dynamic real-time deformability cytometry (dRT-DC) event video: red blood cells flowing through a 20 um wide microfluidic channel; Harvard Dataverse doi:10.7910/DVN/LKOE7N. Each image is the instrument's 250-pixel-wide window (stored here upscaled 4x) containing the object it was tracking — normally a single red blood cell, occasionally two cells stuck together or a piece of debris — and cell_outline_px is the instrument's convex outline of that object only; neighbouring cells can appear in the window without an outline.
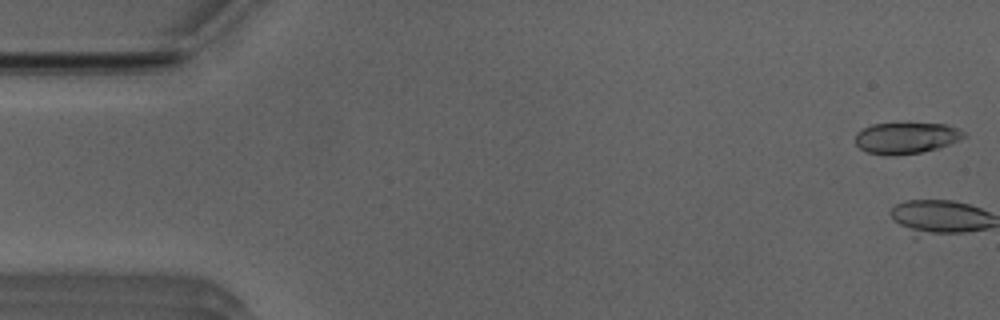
{"species": "Egyptian fruit bat (a non-hibernating species)", "species_latin": "Rousettus aegyptiacus", "temperature_condition": "room temperature", "stored_images_in_passage": 2, "camera_frame_rate_fps": 3000, "um_per_image_px": 0.085, "animal": {"sex": "male"}, "frame": {"image": 1, "passage_image": 1, "time_ms": 0.0, "image_size_px": [1000, 320], "cell_outline_px": [[968, 136], [960, 140], [936, 148], [920, 152], [892, 156], [888, 156], [868, 152], [860, 148], [856, 144], [856, 132], [872, 124], [944, 124], [956, 128], [964, 132]], "centroid_in_image_um": [77.01, 11.73], "position_along_channel_um": 8.0, "area_um2": 19.48}}